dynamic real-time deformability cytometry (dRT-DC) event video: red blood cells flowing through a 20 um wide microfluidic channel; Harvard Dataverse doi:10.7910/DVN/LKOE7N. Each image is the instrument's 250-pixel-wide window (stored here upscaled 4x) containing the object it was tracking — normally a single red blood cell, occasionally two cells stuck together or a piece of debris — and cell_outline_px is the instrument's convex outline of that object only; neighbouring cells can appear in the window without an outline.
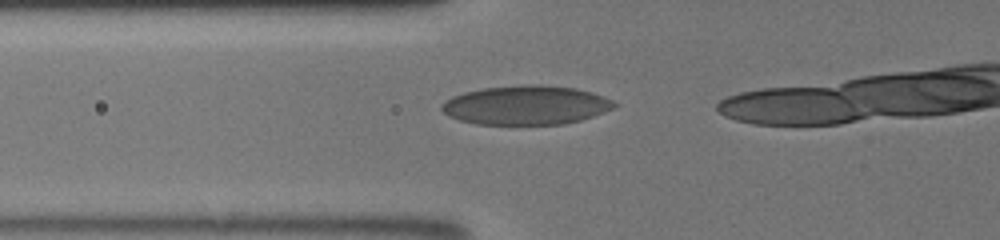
{"species": "human", "species_latin": "Homo sapiens", "temperature_condition": "room temperature", "stored_images_in_passage": 8, "camera_frame_rate_fps": 3000, "um_per_image_px": 0.085, "donor": {"sex": "male"}, "frame": {"image": 1, "passage_image": 3, "time_ms": 0.333, "image_size_px": [1000, 240], "cell_outline_px": [[616, 104], [612, 108], [592, 116], [580, 120], [564, 124], [476, 124], [460, 120], [448, 116], [440, 108], [440, 104], [444, 100], [452, 96], [464, 92], [484, 88], [524, 84], [540, 84], [576, 88], [592, 92], [612, 100]], "centroid_in_image_um": [44.66, 8.93], "position_along_channel_um": 81.1, "area_um2": 39.3}}